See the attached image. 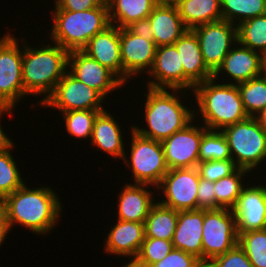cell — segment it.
I'll list each match as a JSON object with an SVG mask.
<instances>
[{"instance_id": "cell-32", "label": "cell", "mask_w": 266, "mask_h": 267, "mask_svg": "<svg viewBox=\"0 0 266 267\" xmlns=\"http://www.w3.org/2000/svg\"><path fill=\"white\" fill-rule=\"evenodd\" d=\"M248 117H255L266 107V78L263 75L237 84Z\"/></svg>"}, {"instance_id": "cell-41", "label": "cell", "mask_w": 266, "mask_h": 267, "mask_svg": "<svg viewBox=\"0 0 266 267\" xmlns=\"http://www.w3.org/2000/svg\"><path fill=\"white\" fill-rule=\"evenodd\" d=\"M197 209L201 210L216 209V195L214 192V182L200 178L198 192H197Z\"/></svg>"}, {"instance_id": "cell-50", "label": "cell", "mask_w": 266, "mask_h": 267, "mask_svg": "<svg viewBox=\"0 0 266 267\" xmlns=\"http://www.w3.org/2000/svg\"><path fill=\"white\" fill-rule=\"evenodd\" d=\"M262 75L266 78V57L264 58V61H263Z\"/></svg>"}, {"instance_id": "cell-34", "label": "cell", "mask_w": 266, "mask_h": 267, "mask_svg": "<svg viewBox=\"0 0 266 267\" xmlns=\"http://www.w3.org/2000/svg\"><path fill=\"white\" fill-rule=\"evenodd\" d=\"M101 111L104 110H73L62 112L66 131L70 136L75 137V139H91L96 116Z\"/></svg>"}, {"instance_id": "cell-11", "label": "cell", "mask_w": 266, "mask_h": 267, "mask_svg": "<svg viewBox=\"0 0 266 267\" xmlns=\"http://www.w3.org/2000/svg\"><path fill=\"white\" fill-rule=\"evenodd\" d=\"M192 31L198 38L207 68L214 74L233 44L238 42L237 26L222 19L200 25Z\"/></svg>"}, {"instance_id": "cell-31", "label": "cell", "mask_w": 266, "mask_h": 267, "mask_svg": "<svg viewBox=\"0 0 266 267\" xmlns=\"http://www.w3.org/2000/svg\"><path fill=\"white\" fill-rule=\"evenodd\" d=\"M248 170L238 168L230 176L221 178L214 182V192L216 195V209L228 208L232 209L245 187L242 180L247 174Z\"/></svg>"}, {"instance_id": "cell-30", "label": "cell", "mask_w": 266, "mask_h": 267, "mask_svg": "<svg viewBox=\"0 0 266 267\" xmlns=\"http://www.w3.org/2000/svg\"><path fill=\"white\" fill-rule=\"evenodd\" d=\"M238 43L266 57V14L237 26Z\"/></svg>"}, {"instance_id": "cell-5", "label": "cell", "mask_w": 266, "mask_h": 267, "mask_svg": "<svg viewBox=\"0 0 266 267\" xmlns=\"http://www.w3.org/2000/svg\"><path fill=\"white\" fill-rule=\"evenodd\" d=\"M49 40L70 51L82 50L97 33L111 25L107 1L85 11L55 9ZM51 38V39H50Z\"/></svg>"}, {"instance_id": "cell-14", "label": "cell", "mask_w": 266, "mask_h": 267, "mask_svg": "<svg viewBox=\"0 0 266 267\" xmlns=\"http://www.w3.org/2000/svg\"><path fill=\"white\" fill-rule=\"evenodd\" d=\"M202 136L203 125L201 127L190 123L161 141L169 170L197 167Z\"/></svg>"}, {"instance_id": "cell-42", "label": "cell", "mask_w": 266, "mask_h": 267, "mask_svg": "<svg viewBox=\"0 0 266 267\" xmlns=\"http://www.w3.org/2000/svg\"><path fill=\"white\" fill-rule=\"evenodd\" d=\"M55 9H63L73 12L85 11L100 7L106 0H54Z\"/></svg>"}, {"instance_id": "cell-49", "label": "cell", "mask_w": 266, "mask_h": 267, "mask_svg": "<svg viewBox=\"0 0 266 267\" xmlns=\"http://www.w3.org/2000/svg\"><path fill=\"white\" fill-rule=\"evenodd\" d=\"M122 267H137V263L134 260H130L127 264L122 265Z\"/></svg>"}, {"instance_id": "cell-24", "label": "cell", "mask_w": 266, "mask_h": 267, "mask_svg": "<svg viewBox=\"0 0 266 267\" xmlns=\"http://www.w3.org/2000/svg\"><path fill=\"white\" fill-rule=\"evenodd\" d=\"M109 111H101L95 119L90 143L97 149L110 154L112 158L123 160L125 156V142L121 127L117 119Z\"/></svg>"}, {"instance_id": "cell-40", "label": "cell", "mask_w": 266, "mask_h": 267, "mask_svg": "<svg viewBox=\"0 0 266 267\" xmlns=\"http://www.w3.org/2000/svg\"><path fill=\"white\" fill-rule=\"evenodd\" d=\"M150 267H205L195 256L173 248L167 256Z\"/></svg>"}, {"instance_id": "cell-4", "label": "cell", "mask_w": 266, "mask_h": 267, "mask_svg": "<svg viewBox=\"0 0 266 267\" xmlns=\"http://www.w3.org/2000/svg\"><path fill=\"white\" fill-rule=\"evenodd\" d=\"M211 78L195 85L193 95L207 129L222 131L248 118L237 85Z\"/></svg>"}, {"instance_id": "cell-48", "label": "cell", "mask_w": 266, "mask_h": 267, "mask_svg": "<svg viewBox=\"0 0 266 267\" xmlns=\"http://www.w3.org/2000/svg\"><path fill=\"white\" fill-rule=\"evenodd\" d=\"M156 4H171L174 3L175 0H153Z\"/></svg>"}, {"instance_id": "cell-7", "label": "cell", "mask_w": 266, "mask_h": 267, "mask_svg": "<svg viewBox=\"0 0 266 267\" xmlns=\"http://www.w3.org/2000/svg\"><path fill=\"white\" fill-rule=\"evenodd\" d=\"M131 128V146L129 157H123V160L132 171L134 184H146L157 188L169 167L166 163L161 141L146 138Z\"/></svg>"}, {"instance_id": "cell-15", "label": "cell", "mask_w": 266, "mask_h": 267, "mask_svg": "<svg viewBox=\"0 0 266 267\" xmlns=\"http://www.w3.org/2000/svg\"><path fill=\"white\" fill-rule=\"evenodd\" d=\"M68 69L75 78L95 89L105 99L111 91L124 85L110 70L82 50L69 52Z\"/></svg>"}, {"instance_id": "cell-20", "label": "cell", "mask_w": 266, "mask_h": 267, "mask_svg": "<svg viewBox=\"0 0 266 267\" xmlns=\"http://www.w3.org/2000/svg\"><path fill=\"white\" fill-rule=\"evenodd\" d=\"M116 222L104 241V250L109 255L130 257V260H134L145 239V224L118 219Z\"/></svg>"}, {"instance_id": "cell-29", "label": "cell", "mask_w": 266, "mask_h": 267, "mask_svg": "<svg viewBox=\"0 0 266 267\" xmlns=\"http://www.w3.org/2000/svg\"><path fill=\"white\" fill-rule=\"evenodd\" d=\"M222 19L235 26L266 14V0H220ZM237 22V23H236Z\"/></svg>"}, {"instance_id": "cell-9", "label": "cell", "mask_w": 266, "mask_h": 267, "mask_svg": "<svg viewBox=\"0 0 266 267\" xmlns=\"http://www.w3.org/2000/svg\"><path fill=\"white\" fill-rule=\"evenodd\" d=\"M20 46L18 39L8 32L0 39V108H15L27 96L22 81Z\"/></svg>"}, {"instance_id": "cell-8", "label": "cell", "mask_w": 266, "mask_h": 267, "mask_svg": "<svg viewBox=\"0 0 266 267\" xmlns=\"http://www.w3.org/2000/svg\"><path fill=\"white\" fill-rule=\"evenodd\" d=\"M202 263L225 254L238 244L235 217L231 209L203 210Z\"/></svg>"}, {"instance_id": "cell-44", "label": "cell", "mask_w": 266, "mask_h": 267, "mask_svg": "<svg viewBox=\"0 0 266 267\" xmlns=\"http://www.w3.org/2000/svg\"><path fill=\"white\" fill-rule=\"evenodd\" d=\"M12 109H14V108H0V118H1V116L6 115L5 113L11 114L10 112H12L11 111ZM0 121H1V119H0ZM1 126L2 125L0 124V153L13 148V146H14V143L9 138V136L6 135V133L4 132V130L2 129Z\"/></svg>"}, {"instance_id": "cell-35", "label": "cell", "mask_w": 266, "mask_h": 267, "mask_svg": "<svg viewBox=\"0 0 266 267\" xmlns=\"http://www.w3.org/2000/svg\"><path fill=\"white\" fill-rule=\"evenodd\" d=\"M238 244L253 267H266V229L241 233Z\"/></svg>"}, {"instance_id": "cell-3", "label": "cell", "mask_w": 266, "mask_h": 267, "mask_svg": "<svg viewBox=\"0 0 266 267\" xmlns=\"http://www.w3.org/2000/svg\"><path fill=\"white\" fill-rule=\"evenodd\" d=\"M144 94L145 121L147 128L133 126V130L143 137L163 141L173 133L184 129L188 124L195 123L194 109L181 103L178 89H152ZM174 93V94H173ZM190 109V110H189ZM194 120V121H193Z\"/></svg>"}, {"instance_id": "cell-18", "label": "cell", "mask_w": 266, "mask_h": 267, "mask_svg": "<svg viewBox=\"0 0 266 267\" xmlns=\"http://www.w3.org/2000/svg\"><path fill=\"white\" fill-rule=\"evenodd\" d=\"M231 48L229 53L225 56L222 64L213 74L214 79H220V74L223 71L227 74L228 80L233 81L230 84H240L247 82L252 78L262 75L264 56L254 50H251L238 42ZM230 77V78H229Z\"/></svg>"}, {"instance_id": "cell-26", "label": "cell", "mask_w": 266, "mask_h": 267, "mask_svg": "<svg viewBox=\"0 0 266 267\" xmlns=\"http://www.w3.org/2000/svg\"><path fill=\"white\" fill-rule=\"evenodd\" d=\"M174 4L188 30L222 20L220 0H175Z\"/></svg>"}, {"instance_id": "cell-22", "label": "cell", "mask_w": 266, "mask_h": 267, "mask_svg": "<svg viewBox=\"0 0 266 267\" xmlns=\"http://www.w3.org/2000/svg\"><path fill=\"white\" fill-rule=\"evenodd\" d=\"M203 210L178 211L172 243L202 262Z\"/></svg>"}, {"instance_id": "cell-38", "label": "cell", "mask_w": 266, "mask_h": 267, "mask_svg": "<svg viewBox=\"0 0 266 267\" xmlns=\"http://www.w3.org/2000/svg\"><path fill=\"white\" fill-rule=\"evenodd\" d=\"M197 169L199 171L200 178L216 182L221 178L233 174L238 167L232 159H227L199 162Z\"/></svg>"}, {"instance_id": "cell-1", "label": "cell", "mask_w": 266, "mask_h": 267, "mask_svg": "<svg viewBox=\"0 0 266 267\" xmlns=\"http://www.w3.org/2000/svg\"><path fill=\"white\" fill-rule=\"evenodd\" d=\"M59 200V196L49 186L30 189L24 183L7 196L10 229L19 224L32 233L47 235L60 220L63 206Z\"/></svg>"}, {"instance_id": "cell-28", "label": "cell", "mask_w": 266, "mask_h": 267, "mask_svg": "<svg viewBox=\"0 0 266 267\" xmlns=\"http://www.w3.org/2000/svg\"><path fill=\"white\" fill-rule=\"evenodd\" d=\"M177 219L178 211L157 201L145 219V237L172 241Z\"/></svg>"}, {"instance_id": "cell-10", "label": "cell", "mask_w": 266, "mask_h": 267, "mask_svg": "<svg viewBox=\"0 0 266 267\" xmlns=\"http://www.w3.org/2000/svg\"><path fill=\"white\" fill-rule=\"evenodd\" d=\"M103 101L104 98L95 89L67 71L52 94L41 105L58 109L59 113L73 110H105L102 106Z\"/></svg>"}, {"instance_id": "cell-19", "label": "cell", "mask_w": 266, "mask_h": 267, "mask_svg": "<svg viewBox=\"0 0 266 267\" xmlns=\"http://www.w3.org/2000/svg\"><path fill=\"white\" fill-rule=\"evenodd\" d=\"M82 51L110 70L123 83L120 28L111 24L91 38Z\"/></svg>"}, {"instance_id": "cell-21", "label": "cell", "mask_w": 266, "mask_h": 267, "mask_svg": "<svg viewBox=\"0 0 266 267\" xmlns=\"http://www.w3.org/2000/svg\"><path fill=\"white\" fill-rule=\"evenodd\" d=\"M148 18L156 47L174 44L188 31L174 3L157 4Z\"/></svg>"}, {"instance_id": "cell-46", "label": "cell", "mask_w": 266, "mask_h": 267, "mask_svg": "<svg viewBox=\"0 0 266 267\" xmlns=\"http://www.w3.org/2000/svg\"><path fill=\"white\" fill-rule=\"evenodd\" d=\"M0 218H7V196L0 193Z\"/></svg>"}, {"instance_id": "cell-43", "label": "cell", "mask_w": 266, "mask_h": 267, "mask_svg": "<svg viewBox=\"0 0 266 267\" xmlns=\"http://www.w3.org/2000/svg\"><path fill=\"white\" fill-rule=\"evenodd\" d=\"M131 33L142 37L145 40H153L151 35V24L149 18L141 19L139 21L131 23L126 27Z\"/></svg>"}, {"instance_id": "cell-13", "label": "cell", "mask_w": 266, "mask_h": 267, "mask_svg": "<svg viewBox=\"0 0 266 267\" xmlns=\"http://www.w3.org/2000/svg\"><path fill=\"white\" fill-rule=\"evenodd\" d=\"M148 75L153 79L151 78L152 81L149 79L147 88L178 89V93L186 95V90L193 91L195 87V84L184 74L180 55L174 44L156 48L154 63Z\"/></svg>"}, {"instance_id": "cell-6", "label": "cell", "mask_w": 266, "mask_h": 267, "mask_svg": "<svg viewBox=\"0 0 266 267\" xmlns=\"http://www.w3.org/2000/svg\"><path fill=\"white\" fill-rule=\"evenodd\" d=\"M222 132L228 141L232 160L238 168L252 172L266 160V132L255 117L225 127Z\"/></svg>"}, {"instance_id": "cell-47", "label": "cell", "mask_w": 266, "mask_h": 267, "mask_svg": "<svg viewBox=\"0 0 266 267\" xmlns=\"http://www.w3.org/2000/svg\"><path fill=\"white\" fill-rule=\"evenodd\" d=\"M256 120L259 122L260 127L266 132V107L261 110L256 116Z\"/></svg>"}, {"instance_id": "cell-45", "label": "cell", "mask_w": 266, "mask_h": 267, "mask_svg": "<svg viewBox=\"0 0 266 267\" xmlns=\"http://www.w3.org/2000/svg\"><path fill=\"white\" fill-rule=\"evenodd\" d=\"M10 226L7 218H0V246L6 240V235L10 232Z\"/></svg>"}, {"instance_id": "cell-33", "label": "cell", "mask_w": 266, "mask_h": 267, "mask_svg": "<svg viewBox=\"0 0 266 267\" xmlns=\"http://www.w3.org/2000/svg\"><path fill=\"white\" fill-rule=\"evenodd\" d=\"M232 159L228 141L222 131L210 130L203 125L199 148V162Z\"/></svg>"}, {"instance_id": "cell-17", "label": "cell", "mask_w": 266, "mask_h": 267, "mask_svg": "<svg viewBox=\"0 0 266 267\" xmlns=\"http://www.w3.org/2000/svg\"><path fill=\"white\" fill-rule=\"evenodd\" d=\"M255 185V186H254ZM244 187L231 209L237 234L266 229V185Z\"/></svg>"}, {"instance_id": "cell-37", "label": "cell", "mask_w": 266, "mask_h": 267, "mask_svg": "<svg viewBox=\"0 0 266 267\" xmlns=\"http://www.w3.org/2000/svg\"><path fill=\"white\" fill-rule=\"evenodd\" d=\"M173 248L172 241L145 237L134 261L143 267H150L163 260Z\"/></svg>"}, {"instance_id": "cell-12", "label": "cell", "mask_w": 266, "mask_h": 267, "mask_svg": "<svg viewBox=\"0 0 266 267\" xmlns=\"http://www.w3.org/2000/svg\"><path fill=\"white\" fill-rule=\"evenodd\" d=\"M199 180L197 167L168 170L156 189H162L164 200L157 201L176 211L197 210Z\"/></svg>"}, {"instance_id": "cell-25", "label": "cell", "mask_w": 266, "mask_h": 267, "mask_svg": "<svg viewBox=\"0 0 266 267\" xmlns=\"http://www.w3.org/2000/svg\"><path fill=\"white\" fill-rule=\"evenodd\" d=\"M174 45L180 55L184 74L195 85L213 78V73L203 60L198 38L192 30L185 32Z\"/></svg>"}, {"instance_id": "cell-16", "label": "cell", "mask_w": 266, "mask_h": 267, "mask_svg": "<svg viewBox=\"0 0 266 267\" xmlns=\"http://www.w3.org/2000/svg\"><path fill=\"white\" fill-rule=\"evenodd\" d=\"M120 54L123 66V84L141 74H148L152 69L156 45L153 40H145L131 33L127 28L120 29ZM146 69V70H145Z\"/></svg>"}, {"instance_id": "cell-23", "label": "cell", "mask_w": 266, "mask_h": 267, "mask_svg": "<svg viewBox=\"0 0 266 267\" xmlns=\"http://www.w3.org/2000/svg\"><path fill=\"white\" fill-rule=\"evenodd\" d=\"M150 185L127 183L119 193L118 220L145 222L151 207L156 203Z\"/></svg>"}, {"instance_id": "cell-36", "label": "cell", "mask_w": 266, "mask_h": 267, "mask_svg": "<svg viewBox=\"0 0 266 267\" xmlns=\"http://www.w3.org/2000/svg\"><path fill=\"white\" fill-rule=\"evenodd\" d=\"M11 149L0 153V193L6 196L19 189L24 183L23 177L13 158Z\"/></svg>"}, {"instance_id": "cell-2", "label": "cell", "mask_w": 266, "mask_h": 267, "mask_svg": "<svg viewBox=\"0 0 266 267\" xmlns=\"http://www.w3.org/2000/svg\"><path fill=\"white\" fill-rule=\"evenodd\" d=\"M22 41V81L26 95H44L36 105L52 94L57 83L68 71L69 51L58 44L43 45L37 49ZM25 43V44H23ZM41 94V95H40Z\"/></svg>"}, {"instance_id": "cell-39", "label": "cell", "mask_w": 266, "mask_h": 267, "mask_svg": "<svg viewBox=\"0 0 266 267\" xmlns=\"http://www.w3.org/2000/svg\"><path fill=\"white\" fill-rule=\"evenodd\" d=\"M205 267H253V265L239 244H236L225 254L212 259Z\"/></svg>"}, {"instance_id": "cell-27", "label": "cell", "mask_w": 266, "mask_h": 267, "mask_svg": "<svg viewBox=\"0 0 266 267\" xmlns=\"http://www.w3.org/2000/svg\"><path fill=\"white\" fill-rule=\"evenodd\" d=\"M112 25L126 28L131 23L146 19L157 5L153 0H106Z\"/></svg>"}]
</instances>
